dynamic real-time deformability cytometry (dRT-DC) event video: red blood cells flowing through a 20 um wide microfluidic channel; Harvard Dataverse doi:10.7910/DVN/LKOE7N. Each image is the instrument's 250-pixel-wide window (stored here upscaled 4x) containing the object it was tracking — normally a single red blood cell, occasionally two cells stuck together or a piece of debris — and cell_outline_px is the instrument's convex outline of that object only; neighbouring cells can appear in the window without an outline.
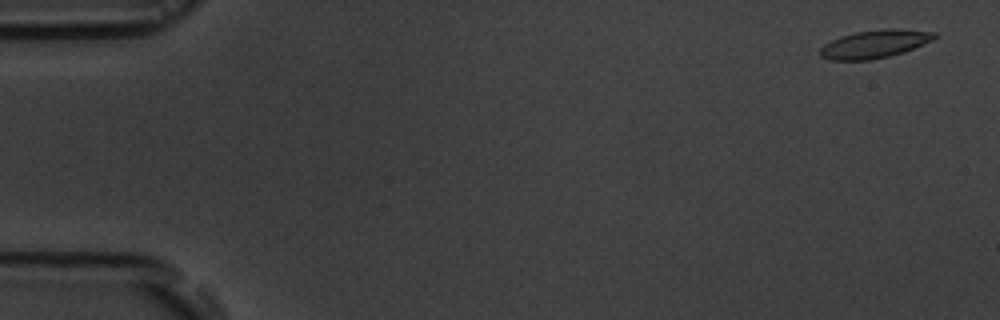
{"species": "common noctule bat (a hibernating species)", "species_latin": "Nyctalus noctula", "temperature_condition": "room temperature", "stored_images_in_passage": 4, "camera_frame_rate_fps": 3000, "um_per_image_px": 0.085, "animal": {"sex": "male", "body_mass_g": 19.5, "forearm_length_mm": 54.6}, "frame": {"image": 1, "passage_image": 1, "time_ms": 0.0, "image_size_px": [1000, 320], "cell_outline_px": [[936, 36], [932, 40], [904, 52], [872, 60], [832, 60], [820, 56], [820, 48], [824, 44], [840, 36], [856, 32], [892, 28], [936, 32]], "centroid_in_image_um": [74.33, 3.74], "position_along_channel_um": 10.7, "area_um2": 18.5}}
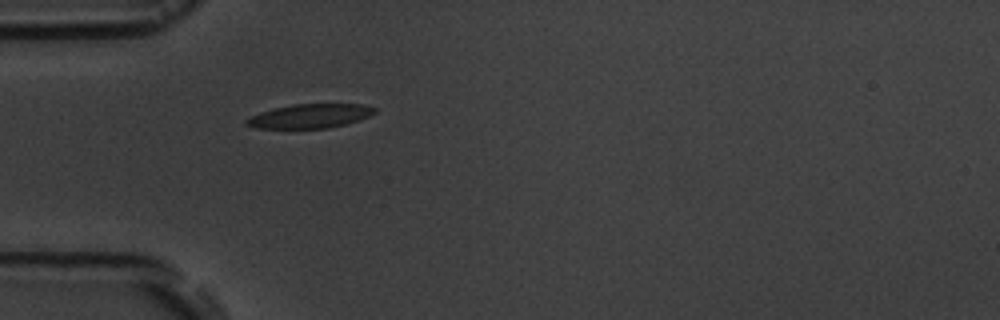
{"frame": {"image": 2, "passage_image": 4, "time_ms": 5.0, "image_size_px": [1000, 320], "cell_outline_px": [[376, 112], [360, 120], [328, 128], [256, 128], [244, 124], [244, 120], [260, 112], [276, 108], [296, 104], [364, 104], [376, 108]], "centroid_in_image_um": [26.36, 9.86], "position_along_channel_um": 58.6, "area_um2": 17.86}}